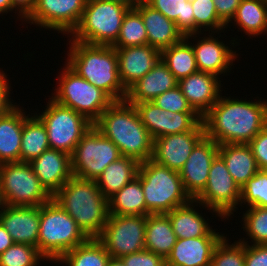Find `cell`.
<instances>
[{"instance_id":"6da1fadb","label":"cell","mask_w":267,"mask_h":266,"mask_svg":"<svg viewBox=\"0 0 267 266\" xmlns=\"http://www.w3.org/2000/svg\"><path fill=\"white\" fill-rule=\"evenodd\" d=\"M202 117L205 136L220 144H248L267 125V102L225 98Z\"/></svg>"},{"instance_id":"7a4b0ae2","label":"cell","mask_w":267,"mask_h":266,"mask_svg":"<svg viewBox=\"0 0 267 266\" xmlns=\"http://www.w3.org/2000/svg\"><path fill=\"white\" fill-rule=\"evenodd\" d=\"M93 125L118 147L121 156L139 163L152 159L154 140L133 104L114 101Z\"/></svg>"},{"instance_id":"3957f363","label":"cell","mask_w":267,"mask_h":266,"mask_svg":"<svg viewBox=\"0 0 267 266\" xmlns=\"http://www.w3.org/2000/svg\"><path fill=\"white\" fill-rule=\"evenodd\" d=\"M69 45L66 64L73 71L103 90L113 101L125 100L127 89L120 80L114 47L78 41H69Z\"/></svg>"},{"instance_id":"277c9868","label":"cell","mask_w":267,"mask_h":266,"mask_svg":"<svg viewBox=\"0 0 267 266\" xmlns=\"http://www.w3.org/2000/svg\"><path fill=\"white\" fill-rule=\"evenodd\" d=\"M89 238H97L109 217L108 199L95 180L72 176L53 196Z\"/></svg>"},{"instance_id":"5b68a950","label":"cell","mask_w":267,"mask_h":266,"mask_svg":"<svg viewBox=\"0 0 267 266\" xmlns=\"http://www.w3.org/2000/svg\"><path fill=\"white\" fill-rule=\"evenodd\" d=\"M89 237L53 199L40 206L38 251L46 261H57Z\"/></svg>"},{"instance_id":"8992f818","label":"cell","mask_w":267,"mask_h":266,"mask_svg":"<svg viewBox=\"0 0 267 266\" xmlns=\"http://www.w3.org/2000/svg\"><path fill=\"white\" fill-rule=\"evenodd\" d=\"M137 177L141 180L145 196L146 216L166 214L191 200L184 190L179 172L152 159L140 163Z\"/></svg>"},{"instance_id":"52a82bcc","label":"cell","mask_w":267,"mask_h":266,"mask_svg":"<svg viewBox=\"0 0 267 266\" xmlns=\"http://www.w3.org/2000/svg\"><path fill=\"white\" fill-rule=\"evenodd\" d=\"M129 9L117 2L87 0L81 20L70 34V41L112 46Z\"/></svg>"},{"instance_id":"ba28073f","label":"cell","mask_w":267,"mask_h":266,"mask_svg":"<svg viewBox=\"0 0 267 266\" xmlns=\"http://www.w3.org/2000/svg\"><path fill=\"white\" fill-rule=\"evenodd\" d=\"M51 97L57 103L84 115L94 123L114 102L103 90L79 76L67 64Z\"/></svg>"},{"instance_id":"9c48e42d","label":"cell","mask_w":267,"mask_h":266,"mask_svg":"<svg viewBox=\"0 0 267 266\" xmlns=\"http://www.w3.org/2000/svg\"><path fill=\"white\" fill-rule=\"evenodd\" d=\"M0 189L9 206H41L53 199L28 162L0 164Z\"/></svg>"},{"instance_id":"30bf717a","label":"cell","mask_w":267,"mask_h":266,"mask_svg":"<svg viewBox=\"0 0 267 266\" xmlns=\"http://www.w3.org/2000/svg\"><path fill=\"white\" fill-rule=\"evenodd\" d=\"M47 108L36 116L45 125L50 149L72 155L83 135L93 125L84 115L49 98Z\"/></svg>"},{"instance_id":"8fae6325","label":"cell","mask_w":267,"mask_h":266,"mask_svg":"<svg viewBox=\"0 0 267 266\" xmlns=\"http://www.w3.org/2000/svg\"><path fill=\"white\" fill-rule=\"evenodd\" d=\"M119 157L118 147L92 125L71 155L73 176L96 181L104 169Z\"/></svg>"},{"instance_id":"7c38bea8","label":"cell","mask_w":267,"mask_h":266,"mask_svg":"<svg viewBox=\"0 0 267 266\" xmlns=\"http://www.w3.org/2000/svg\"><path fill=\"white\" fill-rule=\"evenodd\" d=\"M147 216L109 215L97 239L113 258H120L145 249Z\"/></svg>"},{"instance_id":"4fadbf2b","label":"cell","mask_w":267,"mask_h":266,"mask_svg":"<svg viewBox=\"0 0 267 266\" xmlns=\"http://www.w3.org/2000/svg\"><path fill=\"white\" fill-rule=\"evenodd\" d=\"M241 188L230 175L225 162L218 155L212 162L207 184L195 198L197 205L217 213L218 217L229 218L240 203Z\"/></svg>"},{"instance_id":"5bb4252c","label":"cell","mask_w":267,"mask_h":266,"mask_svg":"<svg viewBox=\"0 0 267 266\" xmlns=\"http://www.w3.org/2000/svg\"><path fill=\"white\" fill-rule=\"evenodd\" d=\"M86 2L87 0H36L33 10L24 21L68 35L78 26Z\"/></svg>"},{"instance_id":"9a60e30c","label":"cell","mask_w":267,"mask_h":266,"mask_svg":"<svg viewBox=\"0 0 267 266\" xmlns=\"http://www.w3.org/2000/svg\"><path fill=\"white\" fill-rule=\"evenodd\" d=\"M134 106L141 123L153 140L165 135L191 131L202 121L196 112H166L152 101L137 103Z\"/></svg>"},{"instance_id":"2e32d148","label":"cell","mask_w":267,"mask_h":266,"mask_svg":"<svg viewBox=\"0 0 267 266\" xmlns=\"http://www.w3.org/2000/svg\"><path fill=\"white\" fill-rule=\"evenodd\" d=\"M204 136L202 121L191 131L161 136L154 140L152 160L179 172L192 149Z\"/></svg>"},{"instance_id":"e0dca14e","label":"cell","mask_w":267,"mask_h":266,"mask_svg":"<svg viewBox=\"0 0 267 266\" xmlns=\"http://www.w3.org/2000/svg\"><path fill=\"white\" fill-rule=\"evenodd\" d=\"M219 145L204 136L192 149L183 168L179 171L184 190L195 199L205 188L213 160L218 156Z\"/></svg>"},{"instance_id":"ac0fdd59","label":"cell","mask_w":267,"mask_h":266,"mask_svg":"<svg viewBox=\"0 0 267 266\" xmlns=\"http://www.w3.org/2000/svg\"><path fill=\"white\" fill-rule=\"evenodd\" d=\"M219 76L198 71L178 81L182 94L192 109L202 118L219 100L221 80Z\"/></svg>"},{"instance_id":"d6986e66","label":"cell","mask_w":267,"mask_h":266,"mask_svg":"<svg viewBox=\"0 0 267 266\" xmlns=\"http://www.w3.org/2000/svg\"><path fill=\"white\" fill-rule=\"evenodd\" d=\"M0 223L14 243L29 244L38 249L40 206L5 205L0 214Z\"/></svg>"},{"instance_id":"ffe728a7","label":"cell","mask_w":267,"mask_h":266,"mask_svg":"<svg viewBox=\"0 0 267 266\" xmlns=\"http://www.w3.org/2000/svg\"><path fill=\"white\" fill-rule=\"evenodd\" d=\"M115 49L120 80L126 89L144 77L161 59V51L148 44Z\"/></svg>"},{"instance_id":"44dd1931","label":"cell","mask_w":267,"mask_h":266,"mask_svg":"<svg viewBox=\"0 0 267 266\" xmlns=\"http://www.w3.org/2000/svg\"><path fill=\"white\" fill-rule=\"evenodd\" d=\"M29 164L41 184L52 196L73 176L71 155L62 151L48 149L31 160Z\"/></svg>"},{"instance_id":"7402d4cb","label":"cell","mask_w":267,"mask_h":266,"mask_svg":"<svg viewBox=\"0 0 267 266\" xmlns=\"http://www.w3.org/2000/svg\"><path fill=\"white\" fill-rule=\"evenodd\" d=\"M209 34V37H201L202 39L196 41V44H192L197 68L199 71L216 76H220L222 73L224 75L229 71L230 65H233L238 54L219 41L218 38H214L213 33L209 32Z\"/></svg>"},{"instance_id":"603a6c76","label":"cell","mask_w":267,"mask_h":266,"mask_svg":"<svg viewBox=\"0 0 267 266\" xmlns=\"http://www.w3.org/2000/svg\"><path fill=\"white\" fill-rule=\"evenodd\" d=\"M178 86V80L160 59L157 64L142 78L127 89L125 100L129 104L152 101L162 93Z\"/></svg>"},{"instance_id":"cb8c5ba5","label":"cell","mask_w":267,"mask_h":266,"mask_svg":"<svg viewBox=\"0 0 267 266\" xmlns=\"http://www.w3.org/2000/svg\"><path fill=\"white\" fill-rule=\"evenodd\" d=\"M134 8L141 14L147 32L148 45L162 51L179 43L184 38L174 21L169 20L144 0L139 2Z\"/></svg>"},{"instance_id":"d4e9b609","label":"cell","mask_w":267,"mask_h":266,"mask_svg":"<svg viewBox=\"0 0 267 266\" xmlns=\"http://www.w3.org/2000/svg\"><path fill=\"white\" fill-rule=\"evenodd\" d=\"M223 237L177 239L165 263L172 266H211L216 245Z\"/></svg>"},{"instance_id":"484cf974","label":"cell","mask_w":267,"mask_h":266,"mask_svg":"<svg viewBox=\"0 0 267 266\" xmlns=\"http://www.w3.org/2000/svg\"><path fill=\"white\" fill-rule=\"evenodd\" d=\"M197 201L191 199L188 203L174 208L166 213L169 217L173 231L177 239L196 238V237H224L210 227L209 223L203 218L196 209ZM195 204V205H194Z\"/></svg>"},{"instance_id":"4316f807","label":"cell","mask_w":267,"mask_h":266,"mask_svg":"<svg viewBox=\"0 0 267 266\" xmlns=\"http://www.w3.org/2000/svg\"><path fill=\"white\" fill-rule=\"evenodd\" d=\"M19 105L0 115V164L20 162V148L25 114Z\"/></svg>"},{"instance_id":"83f0119b","label":"cell","mask_w":267,"mask_h":266,"mask_svg":"<svg viewBox=\"0 0 267 266\" xmlns=\"http://www.w3.org/2000/svg\"><path fill=\"white\" fill-rule=\"evenodd\" d=\"M218 155L236 182L242 188L258 171V165L248 144H220Z\"/></svg>"},{"instance_id":"f1b7e54d","label":"cell","mask_w":267,"mask_h":266,"mask_svg":"<svg viewBox=\"0 0 267 266\" xmlns=\"http://www.w3.org/2000/svg\"><path fill=\"white\" fill-rule=\"evenodd\" d=\"M140 163L131 157L121 156L110 163L96 183L103 195L109 199L126 184L137 177Z\"/></svg>"},{"instance_id":"f546056e","label":"cell","mask_w":267,"mask_h":266,"mask_svg":"<svg viewBox=\"0 0 267 266\" xmlns=\"http://www.w3.org/2000/svg\"><path fill=\"white\" fill-rule=\"evenodd\" d=\"M177 242L171 221L167 214H149L146 219L145 249L164 259Z\"/></svg>"},{"instance_id":"4dcf8cb0","label":"cell","mask_w":267,"mask_h":266,"mask_svg":"<svg viewBox=\"0 0 267 266\" xmlns=\"http://www.w3.org/2000/svg\"><path fill=\"white\" fill-rule=\"evenodd\" d=\"M109 215L146 216V201L141 180L135 177L108 199Z\"/></svg>"},{"instance_id":"1f68e13d","label":"cell","mask_w":267,"mask_h":266,"mask_svg":"<svg viewBox=\"0 0 267 266\" xmlns=\"http://www.w3.org/2000/svg\"><path fill=\"white\" fill-rule=\"evenodd\" d=\"M152 8L175 22L184 38L198 37L194 34V14L191 0H144Z\"/></svg>"},{"instance_id":"d6a6232c","label":"cell","mask_w":267,"mask_h":266,"mask_svg":"<svg viewBox=\"0 0 267 266\" xmlns=\"http://www.w3.org/2000/svg\"><path fill=\"white\" fill-rule=\"evenodd\" d=\"M232 19L250 38L267 34V0H242Z\"/></svg>"},{"instance_id":"836d02e7","label":"cell","mask_w":267,"mask_h":266,"mask_svg":"<svg viewBox=\"0 0 267 266\" xmlns=\"http://www.w3.org/2000/svg\"><path fill=\"white\" fill-rule=\"evenodd\" d=\"M50 149L45 125L36 116L28 117L23 124L20 162H30Z\"/></svg>"},{"instance_id":"e575fe53","label":"cell","mask_w":267,"mask_h":266,"mask_svg":"<svg viewBox=\"0 0 267 266\" xmlns=\"http://www.w3.org/2000/svg\"><path fill=\"white\" fill-rule=\"evenodd\" d=\"M161 59L178 81L199 71L188 38H183L179 43L163 49Z\"/></svg>"},{"instance_id":"d590c367","label":"cell","mask_w":267,"mask_h":266,"mask_svg":"<svg viewBox=\"0 0 267 266\" xmlns=\"http://www.w3.org/2000/svg\"><path fill=\"white\" fill-rule=\"evenodd\" d=\"M110 258L97 238H89L66 252L57 262L65 263L67 266H107Z\"/></svg>"},{"instance_id":"8d00e7d4","label":"cell","mask_w":267,"mask_h":266,"mask_svg":"<svg viewBox=\"0 0 267 266\" xmlns=\"http://www.w3.org/2000/svg\"><path fill=\"white\" fill-rule=\"evenodd\" d=\"M146 44L147 32L141 14L135 8L129 9L124 15L119 36L112 47L125 48Z\"/></svg>"},{"instance_id":"74e56055","label":"cell","mask_w":267,"mask_h":266,"mask_svg":"<svg viewBox=\"0 0 267 266\" xmlns=\"http://www.w3.org/2000/svg\"><path fill=\"white\" fill-rule=\"evenodd\" d=\"M194 14V34L211 30L216 33L226 28V24L218 17L213 0H191ZM205 28V29H204ZM213 30V31H212ZM215 30V31H214ZM219 30V31H218Z\"/></svg>"},{"instance_id":"f35d334b","label":"cell","mask_w":267,"mask_h":266,"mask_svg":"<svg viewBox=\"0 0 267 266\" xmlns=\"http://www.w3.org/2000/svg\"><path fill=\"white\" fill-rule=\"evenodd\" d=\"M242 219L243 231L253 242L251 245L267 244V207H249Z\"/></svg>"},{"instance_id":"ab89813d","label":"cell","mask_w":267,"mask_h":266,"mask_svg":"<svg viewBox=\"0 0 267 266\" xmlns=\"http://www.w3.org/2000/svg\"><path fill=\"white\" fill-rule=\"evenodd\" d=\"M41 259L45 260L36 247L14 243L0 255V266H37Z\"/></svg>"},{"instance_id":"60d3db41","label":"cell","mask_w":267,"mask_h":266,"mask_svg":"<svg viewBox=\"0 0 267 266\" xmlns=\"http://www.w3.org/2000/svg\"><path fill=\"white\" fill-rule=\"evenodd\" d=\"M267 207V170H259L241 188L240 205Z\"/></svg>"},{"instance_id":"b9f144b4","label":"cell","mask_w":267,"mask_h":266,"mask_svg":"<svg viewBox=\"0 0 267 266\" xmlns=\"http://www.w3.org/2000/svg\"><path fill=\"white\" fill-rule=\"evenodd\" d=\"M211 266H245V244H229L224 236L213 251Z\"/></svg>"},{"instance_id":"7bdbcfd3","label":"cell","mask_w":267,"mask_h":266,"mask_svg":"<svg viewBox=\"0 0 267 266\" xmlns=\"http://www.w3.org/2000/svg\"><path fill=\"white\" fill-rule=\"evenodd\" d=\"M152 102L166 112H195L182 94L179 86L162 93Z\"/></svg>"},{"instance_id":"ee69618b","label":"cell","mask_w":267,"mask_h":266,"mask_svg":"<svg viewBox=\"0 0 267 266\" xmlns=\"http://www.w3.org/2000/svg\"><path fill=\"white\" fill-rule=\"evenodd\" d=\"M126 266H164L165 259L146 249L120 257Z\"/></svg>"},{"instance_id":"f6af8a7d","label":"cell","mask_w":267,"mask_h":266,"mask_svg":"<svg viewBox=\"0 0 267 266\" xmlns=\"http://www.w3.org/2000/svg\"><path fill=\"white\" fill-rule=\"evenodd\" d=\"M259 170H267V125L248 143Z\"/></svg>"},{"instance_id":"bcb514c9","label":"cell","mask_w":267,"mask_h":266,"mask_svg":"<svg viewBox=\"0 0 267 266\" xmlns=\"http://www.w3.org/2000/svg\"><path fill=\"white\" fill-rule=\"evenodd\" d=\"M238 241L245 244V266H267V244L249 245L245 238Z\"/></svg>"},{"instance_id":"7dc6e473","label":"cell","mask_w":267,"mask_h":266,"mask_svg":"<svg viewBox=\"0 0 267 266\" xmlns=\"http://www.w3.org/2000/svg\"><path fill=\"white\" fill-rule=\"evenodd\" d=\"M242 0H213L218 17L227 25L232 23L236 10Z\"/></svg>"},{"instance_id":"c3c4849f","label":"cell","mask_w":267,"mask_h":266,"mask_svg":"<svg viewBox=\"0 0 267 266\" xmlns=\"http://www.w3.org/2000/svg\"><path fill=\"white\" fill-rule=\"evenodd\" d=\"M7 75L4 71L0 70V115L7 113L16 105L12 104L14 102L11 101L10 96V87L9 83L7 82Z\"/></svg>"},{"instance_id":"681fc988","label":"cell","mask_w":267,"mask_h":266,"mask_svg":"<svg viewBox=\"0 0 267 266\" xmlns=\"http://www.w3.org/2000/svg\"><path fill=\"white\" fill-rule=\"evenodd\" d=\"M36 0H12V5L18 16L24 20L33 10ZM24 18V19H23Z\"/></svg>"},{"instance_id":"f907efd6","label":"cell","mask_w":267,"mask_h":266,"mask_svg":"<svg viewBox=\"0 0 267 266\" xmlns=\"http://www.w3.org/2000/svg\"><path fill=\"white\" fill-rule=\"evenodd\" d=\"M13 244H14V241L12 237L0 223V255L3 252H5Z\"/></svg>"},{"instance_id":"816d5d0a","label":"cell","mask_w":267,"mask_h":266,"mask_svg":"<svg viewBox=\"0 0 267 266\" xmlns=\"http://www.w3.org/2000/svg\"><path fill=\"white\" fill-rule=\"evenodd\" d=\"M12 0H0V14L13 11Z\"/></svg>"},{"instance_id":"f5cc1de1","label":"cell","mask_w":267,"mask_h":266,"mask_svg":"<svg viewBox=\"0 0 267 266\" xmlns=\"http://www.w3.org/2000/svg\"><path fill=\"white\" fill-rule=\"evenodd\" d=\"M103 1H111V2H117V3H121L127 7H129L130 9L134 8L139 2H141L142 0H103Z\"/></svg>"},{"instance_id":"db71d44e","label":"cell","mask_w":267,"mask_h":266,"mask_svg":"<svg viewBox=\"0 0 267 266\" xmlns=\"http://www.w3.org/2000/svg\"><path fill=\"white\" fill-rule=\"evenodd\" d=\"M107 266H126L120 258H113L109 259Z\"/></svg>"},{"instance_id":"11a10c76","label":"cell","mask_w":267,"mask_h":266,"mask_svg":"<svg viewBox=\"0 0 267 266\" xmlns=\"http://www.w3.org/2000/svg\"><path fill=\"white\" fill-rule=\"evenodd\" d=\"M4 207H5V202L3 199L2 191L0 189V209H1L0 214L2 213V210L4 209Z\"/></svg>"}]
</instances>
